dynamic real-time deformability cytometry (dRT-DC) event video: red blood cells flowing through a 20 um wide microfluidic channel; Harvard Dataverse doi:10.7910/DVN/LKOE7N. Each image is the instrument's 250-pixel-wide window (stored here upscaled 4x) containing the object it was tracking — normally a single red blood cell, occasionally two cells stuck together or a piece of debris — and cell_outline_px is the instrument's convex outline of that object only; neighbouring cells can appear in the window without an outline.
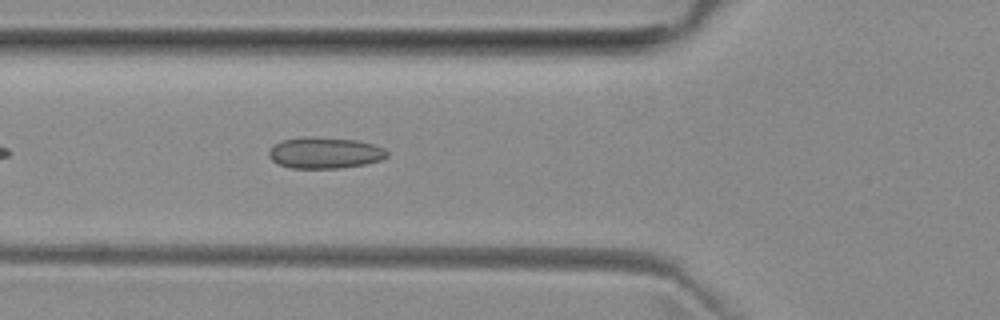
{"species": "common noctule bat (a hibernating species)", "species_latin": "Nyctalus noctula", "temperature_condition": "room temperature", "stored_images_in_passage": 34, "camera_frame_rate_fps": 3000, "um_per_image_px": 0.085, "animal": {"sex": "female", "body_mass_g": 29.2, "forearm_length_mm": 56.3}, "frame": {"image": 1, "passage_image": 6, "time_ms": 1.667, "image_size_px": [1000, 320], "cell_outline_px": [[388, 156], [380, 160], [364, 164], [340, 168], [292, 168], [276, 164], [268, 156], [268, 152], [276, 144], [284, 140], [356, 140], [372, 144], [384, 148], [388, 152]], "centroid_in_image_um": [27.64, 13.06], "position_along_channel_um": 98.2, "area_um2": 20.35}}
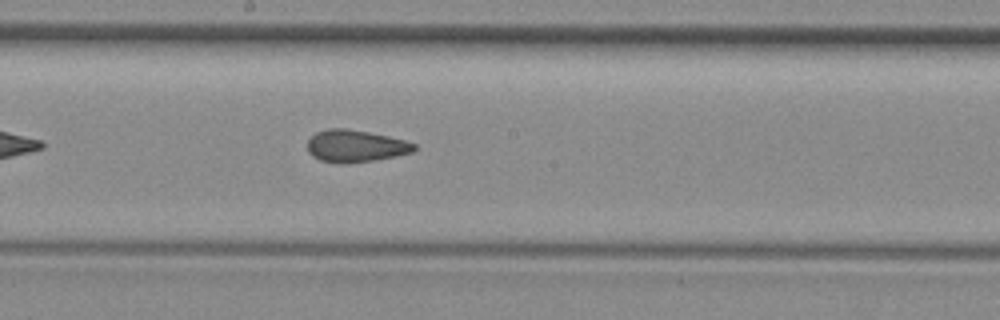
{"frame": {"image": 2, "passage_image": 15, "time_ms": 4.667, "image_size_px": [1000, 320], "cell_outline_px": [[416, 148], [412, 152], [396, 156], [348, 164], [340, 164], [320, 160], [312, 156], [308, 152], [308, 140], [316, 132], [328, 128], [344, 128], [368, 132], [388, 136], [404, 140], [416, 144]], "centroid_in_image_um": [30.19, 12.42], "position_along_channel_um": 218.0, "area_um2": 20.0}}
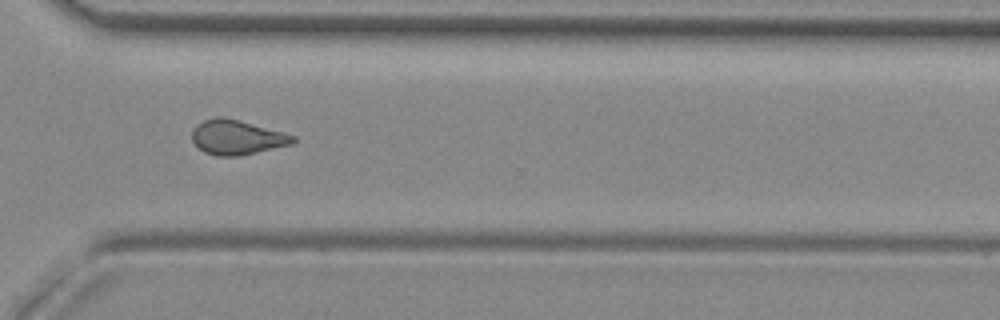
{"frame": {"image": 3, "passage_image": 25, "time_ms": 8.0, "image_size_px": [1000, 320], "cell_outline_px": [[296, 140], [292, 144], [240, 156], [216, 156], [204, 152], [192, 140], [192, 132], [196, 124], [204, 120], [220, 116], [236, 120], [296, 136]], "centroid_in_image_um": [20.11, 11.69], "position_along_channel_um": 350.5, "area_um2": 20.0}, "authors_computed_cell_mechanics": {"area_um2": 19.8832, "velocity_mm_per_s": 3.9813, "shape_relaxation_time_tau1_ms": null, "shape_relaxation_time_tau2_ms": 2.3275, "deformation_change_tau1": null, "deformation_change_tau2": 0.0894}}